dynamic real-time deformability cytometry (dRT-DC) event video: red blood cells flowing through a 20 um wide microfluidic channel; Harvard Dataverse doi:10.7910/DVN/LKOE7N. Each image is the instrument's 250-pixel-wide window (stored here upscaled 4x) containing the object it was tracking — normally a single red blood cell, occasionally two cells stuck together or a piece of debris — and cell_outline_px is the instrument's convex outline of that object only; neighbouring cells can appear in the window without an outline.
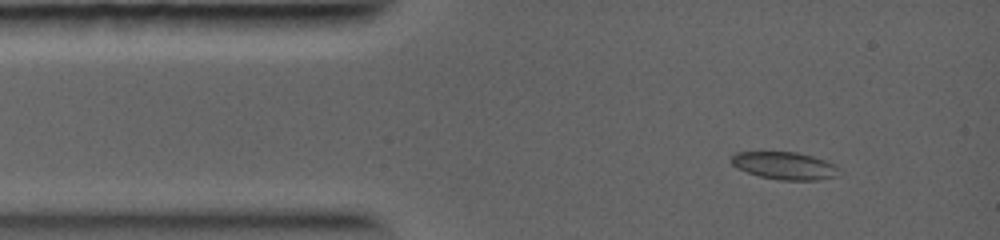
{"species": "common noctule bat (a hibernating species)", "species_latin": "Nyctalus noctula", "temperature_condition": "warm", "stored_images_in_passage": 8, "camera_frame_rate_fps": 5000, "um_per_image_px": 0.085, "animal": {"sex": "female", "body_mass_g": 19.0, "forearm_length_mm": 56.7}, "frame": {"image": 1, "passage_image": 1, "time_ms": 0.0, "image_size_px": [1000, 240], "cell_outline_px": [[844, 172], [836, 176], [820, 180], [780, 180], [760, 176], [736, 168], [728, 160], [736, 152], [796, 152], [812, 156], [824, 160], [840, 168]], "centroid_in_image_um": [66.71, 14.09], "position_along_channel_um": 18.3, "area_um2": 17.4}}
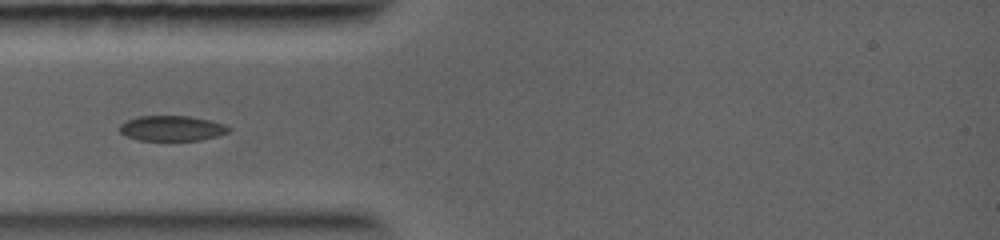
{"frame": {"image": 2, "passage_image": 4, "time_ms": 2.0, "image_size_px": [1000, 240], "cell_outline_px": [[232, 128], [228, 132], [216, 136], [200, 140], [140, 140], [128, 136], [120, 132], [120, 124], [136, 116], [188, 116], [208, 120], [224, 124]], "centroid_in_image_um": [14.61, 10.9], "position_along_channel_um": 70.4, "area_um2": 15.84}}